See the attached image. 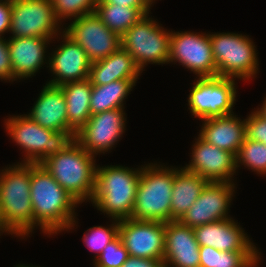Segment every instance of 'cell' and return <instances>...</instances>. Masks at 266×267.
Segmentation results:
<instances>
[{
	"label": "cell",
	"instance_id": "8fae6325",
	"mask_svg": "<svg viewBox=\"0 0 266 267\" xmlns=\"http://www.w3.org/2000/svg\"><path fill=\"white\" fill-rule=\"evenodd\" d=\"M177 62L196 78L217 76L209 33L171 30L168 64Z\"/></svg>",
	"mask_w": 266,
	"mask_h": 267
},
{
	"label": "cell",
	"instance_id": "484cf974",
	"mask_svg": "<svg viewBox=\"0 0 266 267\" xmlns=\"http://www.w3.org/2000/svg\"><path fill=\"white\" fill-rule=\"evenodd\" d=\"M137 79L115 80L105 85H92L90 97L91 115L104 111L125 108V99L133 87L136 86Z\"/></svg>",
	"mask_w": 266,
	"mask_h": 267
},
{
	"label": "cell",
	"instance_id": "1f68e13d",
	"mask_svg": "<svg viewBox=\"0 0 266 267\" xmlns=\"http://www.w3.org/2000/svg\"><path fill=\"white\" fill-rule=\"evenodd\" d=\"M245 118L246 139L261 142L266 145V118L256 109Z\"/></svg>",
	"mask_w": 266,
	"mask_h": 267
},
{
	"label": "cell",
	"instance_id": "277c9868",
	"mask_svg": "<svg viewBox=\"0 0 266 267\" xmlns=\"http://www.w3.org/2000/svg\"><path fill=\"white\" fill-rule=\"evenodd\" d=\"M95 157L73 139L62 151L47 157L40 164L82 204L90 202L94 193Z\"/></svg>",
	"mask_w": 266,
	"mask_h": 267
},
{
	"label": "cell",
	"instance_id": "74e56055",
	"mask_svg": "<svg viewBox=\"0 0 266 267\" xmlns=\"http://www.w3.org/2000/svg\"><path fill=\"white\" fill-rule=\"evenodd\" d=\"M121 267H165L163 260L129 256Z\"/></svg>",
	"mask_w": 266,
	"mask_h": 267
},
{
	"label": "cell",
	"instance_id": "b9f144b4",
	"mask_svg": "<svg viewBox=\"0 0 266 267\" xmlns=\"http://www.w3.org/2000/svg\"><path fill=\"white\" fill-rule=\"evenodd\" d=\"M15 267H38V266H30V264L28 265V264H18V265H14ZM40 267V266H39Z\"/></svg>",
	"mask_w": 266,
	"mask_h": 267
},
{
	"label": "cell",
	"instance_id": "7402d4cb",
	"mask_svg": "<svg viewBox=\"0 0 266 267\" xmlns=\"http://www.w3.org/2000/svg\"><path fill=\"white\" fill-rule=\"evenodd\" d=\"M237 116L230 114L204 119L201 121L202 126L198 135L207 143L236 156L246 138L245 119Z\"/></svg>",
	"mask_w": 266,
	"mask_h": 267
},
{
	"label": "cell",
	"instance_id": "d4e9b609",
	"mask_svg": "<svg viewBox=\"0 0 266 267\" xmlns=\"http://www.w3.org/2000/svg\"><path fill=\"white\" fill-rule=\"evenodd\" d=\"M67 104L68 132L74 136L86 124L91 116L90 97L92 83L90 79L65 83L59 86Z\"/></svg>",
	"mask_w": 266,
	"mask_h": 267
},
{
	"label": "cell",
	"instance_id": "8992f818",
	"mask_svg": "<svg viewBox=\"0 0 266 267\" xmlns=\"http://www.w3.org/2000/svg\"><path fill=\"white\" fill-rule=\"evenodd\" d=\"M217 76L248 81L259 72L257 48L249 35L209 33Z\"/></svg>",
	"mask_w": 266,
	"mask_h": 267
},
{
	"label": "cell",
	"instance_id": "3957f363",
	"mask_svg": "<svg viewBox=\"0 0 266 267\" xmlns=\"http://www.w3.org/2000/svg\"><path fill=\"white\" fill-rule=\"evenodd\" d=\"M141 167L96 166L91 203L110 218H131L140 180Z\"/></svg>",
	"mask_w": 266,
	"mask_h": 267
},
{
	"label": "cell",
	"instance_id": "ac0fdd59",
	"mask_svg": "<svg viewBox=\"0 0 266 267\" xmlns=\"http://www.w3.org/2000/svg\"><path fill=\"white\" fill-rule=\"evenodd\" d=\"M243 229L233 218L193 228L199 246L226 252H260Z\"/></svg>",
	"mask_w": 266,
	"mask_h": 267
},
{
	"label": "cell",
	"instance_id": "ee69618b",
	"mask_svg": "<svg viewBox=\"0 0 266 267\" xmlns=\"http://www.w3.org/2000/svg\"><path fill=\"white\" fill-rule=\"evenodd\" d=\"M5 1H8V2H11V3H12V2L15 1V0H5Z\"/></svg>",
	"mask_w": 266,
	"mask_h": 267
},
{
	"label": "cell",
	"instance_id": "9a60e30c",
	"mask_svg": "<svg viewBox=\"0 0 266 267\" xmlns=\"http://www.w3.org/2000/svg\"><path fill=\"white\" fill-rule=\"evenodd\" d=\"M235 188L237 187L234 182H209L179 221L190 228H195L232 218L228 214L236 193Z\"/></svg>",
	"mask_w": 266,
	"mask_h": 267
},
{
	"label": "cell",
	"instance_id": "7bdbcfd3",
	"mask_svg": "<svg viewBox=\"0 0 266 267\" xmlns=\"http://www.w3.org/2000/svg\"><path fill=\"white\" fill-rule=\"evenodd\" d=\"M155 1H156V0H147V2H148L151 6L154 5L153 3H155Z\"/></svg>",
	"mask_w": 266,
	"mask_h": 267
},
{
	"label": "cell",
	"instance_id": "d590c367",
	"mask_svg": "<svg viewBox=\"0 0 266 267\" xmlns=\"http://www.w3.org/2000/svg\"><path fill=\"white\" fill-rule=\"evenodd\" d=\"M12 3L0 0V38L10 30Z\"/></svg>",
	"mask_w": 266,
	"mask_h": 267
},
{
	"label": "cell",
	"instance_id": "5b68a950",
	"mask_svg": "<svg viewBox=\"0 0 266 267\" xmlns=\"http://www.w3.org/2000/svg\"><path fill=\"white\" fill-rule=\"evenodd\" d=\"M173 179L174 166L157 162L142 165L131 218L164 223L171 221Z\"/></svg>",
	"mask_w": 266,
	"mask_h": 267
},
{
	"label": "cell",
	"instance_id": "d6a6232c",
	"mask_svg": "<svg viewBox=\"0 0 266 267\" xmlns=\"http://www.w3.org/2000/svg\"><path fill=\"white\" fill-rule=\"evenodd\" d=\"M261 252H226L217 254L216 267H247Z\"/></svg>",
	"mask_w": 266,
	"mask_h": 267
},
{
	"label": "cell",
	"instance_id": "ab89813d",
	"mask_svg": "<svg viewBox=\"0 0 266 267\" xmlns=\"http://www.w3.org/2000/svg\"><path fill=\"white\" fill-rule=\"evenodd\" d=\"M256 110L266 118V97L264 98L262 106L260 108L258 107Z\"/></svg>",
	"mask_w": 266,
	"mask_h": 267
},
{
	"label": "cell",
	"instance_id": "d6986e66",
	"mask_svg": "<svg viewBox=\"0 0 266 267\" xmlns=\"http://www.w3.org/2000/svg\"><path fill=\"white\" fill-rule=\"evenodd\" d=\"M7 40L12 65V76L15 78V81L36 76L35 74L45 64H47V68L49 67V56L45 53H47L49 48L48 45L52 43L51 39L22 37L8 38Z\"/></svg>",
	"mask_w": 266,
	"mask_h": 267
},
{
	"label": "cell",
	"instance_id": "cb8c5ba5",
	"mask_svg": "<svg viewBox=\"0 0 266 267\" xmlns=\"http://www.w3.org/2000/svg\"><path fill=\"white\" fill-rule=\"evenodd\" d=\"M208 183L205 178L186 171L182 166L174 167L171 220H180Z\"/></svg>",
	"mask_w": 266,
	"mask_h": 267
},
{
	"label": "cell",
	"instance_id": "52a82bcc",
	"mask_svg": "<svg viewBox=\"0 0 266 267\" xmlns=\"http://www.w3.org/2000/svg\"><path fill=\"white\" fill-rule=\"evenodd\" d=\"M4 121L10 139L24 151L21 163L40 164L47 157L62 151L75 139L71 132L46 129L25 114L10 115Z\"/></svg>",
	"mask_w": 266,
	"mask_h": 267
},
{
	"label": "cell",
	"instance_id": "7a4b0ae2",
	"mask_svg": "<svg viewBox=\"0 0 266 267\" xmlns=\"http://www.w3.org/2000/svg\"><path fill=\"white\" fill-rule=\"evenodd\" d=\"M30 180L31 163L17 162L0 169L1 217L13 236L23 239L33 232Z\"/></svg>",
	"mask_w": 266,
	"mask_h": 267
},
{
	"label": "cell",
	"instance_id": "836d02e7",
	"mask_svg": "<svg viewBox=\"0 0 266 267\" xmlns=\"http://www.w3.org/2000/svg\"><path fill=\"white\" fill-rule=\"evenodd\" d=\"M0 80L5 82H13L15 78L12 76V65L10 61L8 40L0 38Z\"/></svg>",
	"mask_w": 266,
	"mask_h": 267
},
{
	"label": "cell",
	"instance_id": "30bf717a",
	"mask_svg": "<svg viewBox=\"0 0 266 267\" xmlns=\"http://www.w3.org/2000/svg\"><path fill=\"white\" fill-rule=\"evenodd\" d=\"M50 0H15L11 7L9 38L39 37L53 40L63 31Z\"/></svg>",
	"mask_w": 266,
	"mask_h": 267
},
{
	"label": "cell",
	"instance_id": "6da1fadb",
	"mask_svg": "<svg viewBox=\"0 0 266 267\" xmlns=\"http://www.w3.org/2000/svg\"><path fill=\"white\" fill-rule=\"evenodd\" d=\"M30 195L33 206V231L40 228L44 235L51 236L73 230L75 208L81 205L41 165L31 163Z\"/></svg>",
	"mask_w": 266,
	"mask_h": 267
},
{
	"label": "cell",
	"instance_id": "4dcf8cb0",
	"mask_svg": "<svg viewBox=\"0 0 266 267\" xmlns=\"http://www.w3.org/2000/svg\"><path fill=\"white\" fill-rule=\"evenodd\" d=\"M129 258V253L118 236L108 244L96 260H93L94 267H121Z\"/></svg>",
	"mask_w": 266,
	"mask_h": 267
},
{
	"label": "cell",
	"instance_id": "83f0119b",
	"mask_svg": "<svg viewBox=\"0 0 266 267\" xmlns=\"http://www.w3.org/2000/svg\"><path fill=\"white\" fill-rule=\"evenodd\" d=\"M235 158L237 170L244 166L260 176H266V145L264 143L245 138Z\"/></svg>",
	"mask_w": 266,
	"mask_h": 267
},
{
	"label": "cell",
	"instance_id": "e0dca14e",
	"mask_svg": "<svg viewBox=\"0 0 266 267\" xmlns=\"http://www.w3.org/2000/svg\"><path fill=\"white\" fill-rule=\"evenodd\" d=\"M61 43L49 53V70L53 79L47 84L61 86L65 83L82 81L89 78L91 61L79 44H76L64 32L54 39ZM63 42V43H62Z\"/></svg>",
	"mask_w": 266,
	"mask_h": 267
},
{
	"label": "cell",
	"instance_id": "2e32d148",
	"mask_svg": "<svg viewBox=\"0 0 266 267\" xmlns=\"http://www.w3.org/2000/svg\"><path fill=\"white\" fill-rule=\"evenodd\" d=\"M191 160L183 168L205 178L209 182L234 181L236 170L235 155L207 143L199 135L192 145Z\"/></svg>",
	"mask_w": 266,
	"mask_h": 267
},
{
	"label": "cell",
	"instance_id": "ffe728a7",
	"mask_svg": "<svg viewBox=\"0 0 266 267\" xmlns=\"http://www.w3.org/2000/svg\"><path fill=\"white\" fill-rule=\"evenodd\" d=\"M199 249L193 228L179 220L165 223V267H200Z\"/></svg>",
	"mask_w": 266,
	"mask_h": 267
},
{
	"label": "cell",
	"instance_id": "4316f807",
	"mask_svg": "<svg viewBox=\"0 0 266 267\" xmlns=\"http://www.w3.org/2000/svg\"><path fill=\"white\" fill-rule=\"evenodd\" d=\"M95 14L105 26L120 37L145 15L137 8L113 4H96Z\"/></svg>",
	"mask_w": 266,
	"mask_h": 267
},
{
	"label": "cell",
	"instance_id": "ba28073f",
	"mask_svg": "<svg viewBox=\"0 0 266 267\" xmlns=\"http://www.w3.org/2000/svg\"><path fill=\"white\" fill-rule=\"evenodd\" d=\"M161 25L148 14L121 36V47L141 72L148 64H168L171 31Z\"/></svg>",
	"mask_w": 266,
	"mask_h": 267
},
{
	"label": "cell",
	"instance_id": "e575fe53",
	"mask_svg": "<svg viewBox=\"0 0 266 267\" xmlns=\"http://www.w3.org/2000/svg\"><path fill=\"white\" fill-rule=\"evenodd\" d=\"M104 4L120 5L125 7H132L139 9L144 15H148L151 9V5L147 0H100Z\"/></svg>",
	"mask_w": 266,
	"mask_h": 267
},
{
	"label": "cell",
	"instance_id": "5bb4252c",
	"mask_svg": "<svg viewBox=\"0 0 266 267\" xmlns=\"http://www.w3.org/2000/svg\"><path fill=\"white\" fill-rule=\"evenodd\" d=\"M119 237L129 256L163 260L164 222L122 219L119 221Z\"/></svg>",
	"mask_w": 266,
	"mask_h": 267
},
{
	"label": "cell",
	"instance_id": "8d00e7d4",
	"mask_svg": "<svg viewBox=\"0 0 266 267\" xmlns=\"http://www.w3.org/2000/svg\"><path fill=\"white\" fill-rule=\"evenodd\" d=\"M200 267H216L217 254H220V251L207 246H200Z\"/></svg>",
	"mask_w": 266,
	"mask_h": 267
},
{
	"label": "cell",
	"instance_id": "f546056e",
	"mask_svg": "<svg viewBox=\"0 0 266 267\" xmlns=\"http://www.w3.org/2000/svg\"><path fill=\"white\" fill-rule=\"evenodd\" d=\"M57 20H74L95 12L99 0H50Z\"/></svg>",
	"mask_w": 266,
	"mask_h": 267
},
{
	"label": "cell",
	"instance_id": "7c38bea8",
	"mask_svg": "<svg viewBox=\"0 0 266 267\" xmlns=\"http://www.w3.org/2000/svg\"><path fill=\"white\" fill-rule=\"evenodd\" d=\"M63 32L82 47L91 62L104 59L121 47V37L108 29L95 12L74 19Z\"/></svg>",
	"mask_w": 266,
	"mask_h": 267
},
{
	"label": "cell",
	"instance_id": "f1b7e54d",
	"mask_svg": "<svg viewBox=\"0 0 266 267\" xmlns=\"http://www.w3.org/2000/svg\"><path fill=\"white\" fill-rule=\"evenodd\" d=\"M112 223L107 227L105 226H93L84 232L82 238L83 243L87 248L94 252V260L103 252V249L114 241L119 236V221L118 219L112 220Z\"/></svg>",
	"mask_w": 266,
	"mask_h": 267
},
{
	"label": "cell",
	"instance_id": "60d3db41",
	"mask_svg": "<svg viewBox=\"0 0 266 267\" xmlns=\"http://www.w3.org/2000/svg\"><path fill=\"white\" fill-rule=\"evenodd\" d=\"M261 254L255 259L253 260L247 267H259L258 265L261 264L260 263V260L262 259L261 258Z\"/></svg>",
	"mask_w": 266,
	"mask_h": 267
},
{
	"label": "cell",
	"instance_id": "603a6c76",
	"mask_svg": "<svg viewBox=\"0 0 266 267\" xmlns=\"http://www.w3.org/2000/svg\"><path fill=\"white\" fill-rule=\"evenodd\" d=\"M141 73L133 57L120 47L108 57L91 63L89 79L92 85H105L115 80H139Z\"/></svg>",
	"mask_w": 266,
	"mask_h": 267
},
{
	"label": "cell",
	"instance_id": "f35d334b",
	"mask_svg": "<svg viewBox=\"0 0 266 267\" xmlns=\"http://www.w3.org/2000/svg\"><path fill=\"white\" fill-rule=\"evenodd\" d=\"M3 233L6 234H9V235H13L6 227H5V224L2 220V217H1V212H0V236L3 235Z\"/></svg>",
	"mask_w": 266,
	"mask_h": 267
},
{
	"label": "cell",
	"instance_id": "44dd1931",
	"mask_svg": "<svg viewBox=\"0 0 266 267\" xmlns=\"http://www.w3.org/2000/svg\"><path fill=\"white\" fill-rule=\"evenodd\" d=\"M67 104L59 86L45 84L29 114L40 126L52 131L68 132Z\"/></svg>",
	"mask_w": 266,
	"mask_h": 267
},
{
	"label": "cell",
	"instance_id": "4fadbf2b",
	"mask_svg": "<svg viewBox=\"0 0 266 267\" xmlns=\"http://www.w3.org/2000/svg\"><path fill=\"white\" fill-rule=\"evenodd\" d=\"M125 108L91 115L76 133L75 140L92 155L105 154L115 148L126 130Z\"/></svg>",
	"mask_w": 266,
	"mask_h": 267
},
{
	"label": "cell",
	"instance_id": "9c48e42d",
	"mask_svg": "<svg viewBox=\"0 0 266 267\" xmlns=\"http://www.w3.org/2000/svg\"><path fill=\"white\" fill-rule=\"evenodd\" d=\"M195 80L187 100L188 109L194 117L204 120L235 114L233 112L237 98L235 79L215 76Z\"/></svg>",
	"mask_w": 266,
	"mask_h": 267
}]
</instances>
